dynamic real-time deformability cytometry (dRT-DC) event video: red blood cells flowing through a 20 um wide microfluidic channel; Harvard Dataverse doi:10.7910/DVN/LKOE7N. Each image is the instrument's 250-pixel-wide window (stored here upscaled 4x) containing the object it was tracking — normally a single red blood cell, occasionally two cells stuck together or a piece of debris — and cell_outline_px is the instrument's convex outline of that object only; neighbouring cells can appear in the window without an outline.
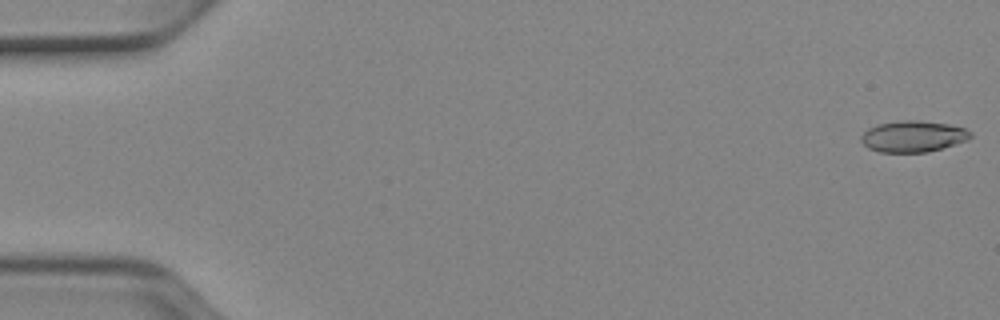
{"species": "Egyptian fruit bat (a non-hibernating species)", "species_latin": "Rousettus aegyptiacus", "temperature_condition": "cold", "stored_images_in_passage": 11, "camera_frame_rate_fps": 3000, "um_per_image_px": 0.085, "animal": {"sex": "female"}, "frame": {"image": 1, "passage_image": 1, "time_ms": 0.0, "image_size_px": [1000, 320], "cell_outline_px": [[972, 136], [968, 140], [928, 152], [880, 152], [868, 148], [860, 140], [860, 136], [868, 128], [876, 124], [900, 120], [916, 120], [948, 124], [964, 128], [972, 132]], "centroid_in_image_um": [77.59, 11.59], "position_along_channel_um": 7.4, "area_um2": 20.0}}